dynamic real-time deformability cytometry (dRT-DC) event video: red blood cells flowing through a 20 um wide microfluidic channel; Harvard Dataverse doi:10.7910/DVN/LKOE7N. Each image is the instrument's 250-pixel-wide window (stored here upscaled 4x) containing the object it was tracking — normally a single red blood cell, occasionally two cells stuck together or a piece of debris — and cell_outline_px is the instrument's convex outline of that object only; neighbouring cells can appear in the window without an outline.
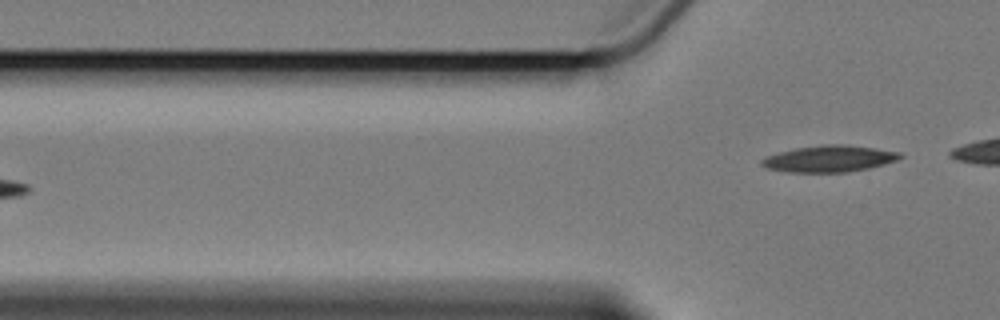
{"species": "Egyptian fruit bat (a non-hibernating species)", "species_latin": "Rousettus aegyptiacus", "temperature_condition": "cold", "stored_images_in_passage": 5, "camera_frame_rate_fps": 3000, "um_per_image_px": 0.085, "animal": {"sex": "female"}, "frame": {"image": 1, "passage_image": 5, "time_ms": 6.0, "image_size_px": [1000, 320], "cell_outline_px": [[904, 156], [896, 160], [884, 164], [868, 168], [848, 172], [784, 172], [768, 168], [760, 164], [760, 160], [764, 156], [796, 148], [824, 144], [848, 144], [900, 152]], "centroid_in_image_um": [70.47, 13.49], "position_along_channel_um": 55.3, "area_um2": 21.44}}